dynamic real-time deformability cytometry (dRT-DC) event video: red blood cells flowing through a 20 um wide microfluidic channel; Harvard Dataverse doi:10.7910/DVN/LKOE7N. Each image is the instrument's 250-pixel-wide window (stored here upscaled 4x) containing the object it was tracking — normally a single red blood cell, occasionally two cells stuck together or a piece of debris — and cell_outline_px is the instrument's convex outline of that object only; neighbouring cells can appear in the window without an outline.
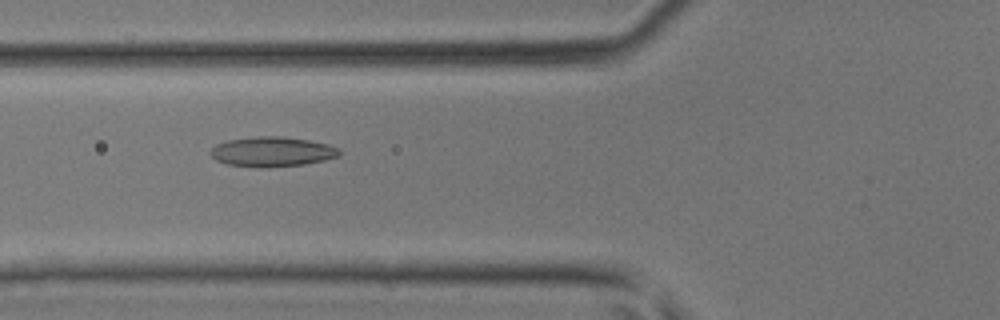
{"species": "common noctule bat (a hibernating species)", "species_latin": "Nyctalus noctula", "temperature_condition": "room temperature", "stored_images_in_passage": 44, "camera_frame_rate_fps": 3000, "um_per_image_px": 0.085, "animal": {"sex": "male", "body_mass_g": 17.9, "forearm_length_mm": 54.2}, "frame": {"image": 1, "passage_image": 16, "time_ms": 5.0, "image_size_px": [1000, 320], "cell_outline_px": [[340, 156], [324, 160], [304, 164], [260, 168], [228, 164], [216, 160], [208, 152], [216, 144], [228, 140], [260, 136], [284, 136], [308, 140], [328, 144], [340, 148]], "centroid_in_image_um": [23.14, 12.89], "position_along_channel_um": 102.7, "area_um2": 22.43}}
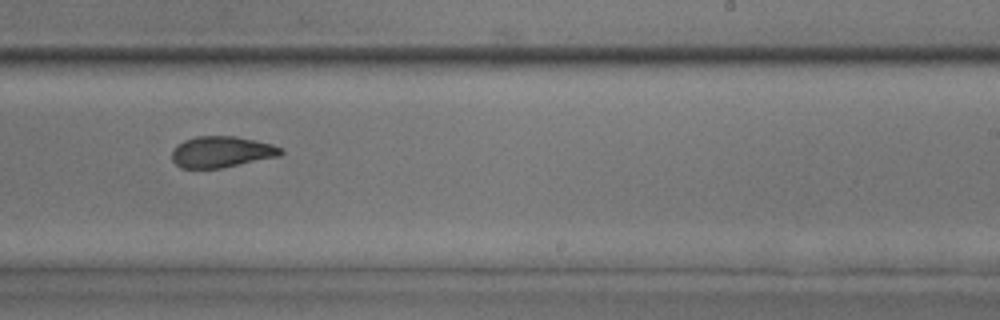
{"frame": {"image": 2, "passage_image": 27, "time_ms": 8.667, "image_size_px": [1000, 320], "cell_outline_px": [[284, 152], [280, 156], [220, 168], [180, 168], [172, 160], [172, 152], [176, 144], [184, 140], [196, 136], [236, 136], [272, 144], [280, 148]], "centroid_in_image_um": [18.81, 12.9], "position_along_channel_um": 270.2, "area_um2": 19.77}}
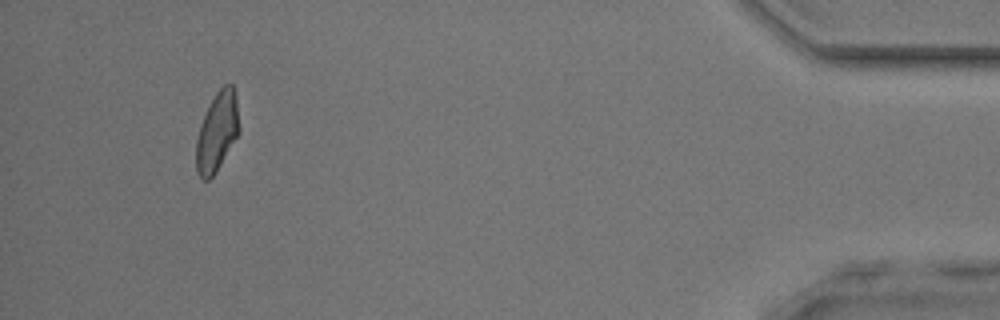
{"frame": {"image": 3, "passage_image": 41, "time_ms": 13.333, "image_size_px": [1000, 320], "cell_outline_px": [[240, 132], [216, 172], [208, 180], [204, 180], [196, 172], [196, 140], [200, 124], [216, 92], [224, 84], [232, 84], [236, 96], [240, 128]], "centroid_in_image_um": [18.46, 11.21], "position_along_channel_um": 416.7, "area_um2": 19.83}}